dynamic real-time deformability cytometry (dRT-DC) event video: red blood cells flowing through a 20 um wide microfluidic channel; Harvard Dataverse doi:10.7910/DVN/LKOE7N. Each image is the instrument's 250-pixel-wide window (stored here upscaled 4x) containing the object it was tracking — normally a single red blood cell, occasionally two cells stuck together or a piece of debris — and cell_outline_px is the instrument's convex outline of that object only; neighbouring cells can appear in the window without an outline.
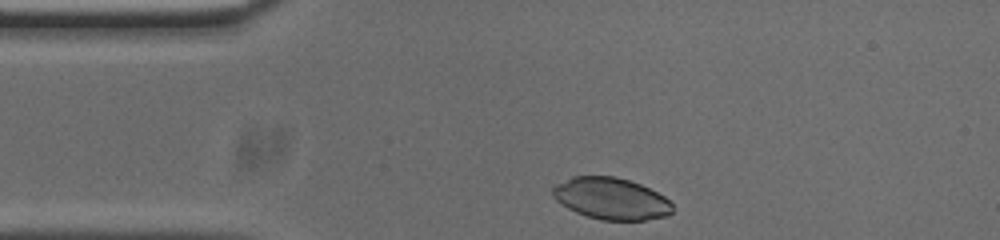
{"species": "common noctule bat (a hibernating species)", "species_latin": "Nyctalus noctula", "temperature_condition": "cold", "stored_images_in_passage": 33, "camera_frame_rate_fps": 3000, "um_per_image_px": 0.085, "animal": {"sex": "male", "body_mass_g": 20.0, "forearm_length_mm": 53.3}, "frame": {"image": 1, "passage_image": 1, "time_ms": 0.0, "image_size_px": [1000, 240], "cell_outline_px": [[672, 212], [668, 216], [644, 220], [600, 220], [576, 212], [568, 208], [556, 200], [552, 196], [552, 188], [556, 184], [572, 176], [616, 176], [640, 184], [664, 196], [672, 204]], "centroid_in_image_um": [51.93, 16.88], "position_along_channel_um": 33.1, "area_um2": 29.07}}
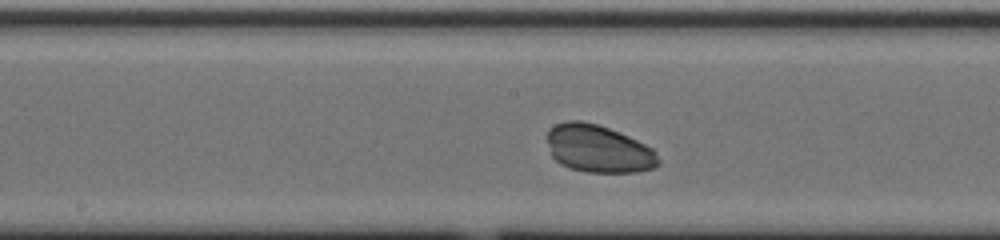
{"frame": {"image": 2, "passage_image": 17, "time_ms": 5.333, "image_size_px": [1000, 240], "cell_outline_px": [[660, 164], [652, 168], [636, 172], [588, 172], [572, 168], [560, 164], [552, 156], [548, 144], [548, 128], [556, 124], [568, 120], [580, 120], [596, 124], [620, 132], [652, 148], [656, 152], [660, 160]], "centroid_in_image_um": [50.87, 12.64], "position_along_channel_um": 197.3, "area_um2": 30.75}}
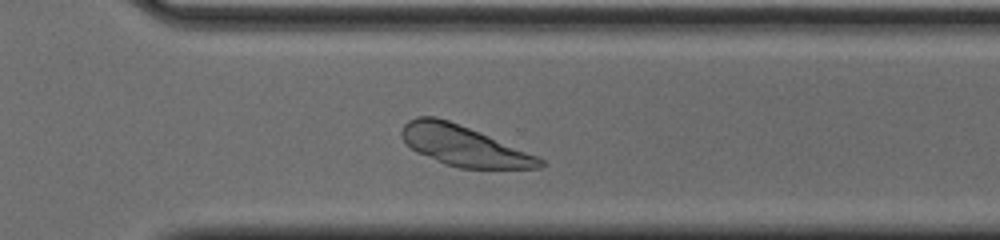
{"frame": {"image": 3, "passage_image": 28, "time_ms": 9.0, "image_size_px": [1000, 240], "cell_outline_px": [[548, 164], [540, 168], [460, 168], [444, 164], [416, 152], [404, 140], [400, 132], [404, 124], [408, 120], [416, 116], [436, 116], [448, 120], [488, 136], [536, 156], [544, 160]], "centroid_in_image_um": [39.38, 12.39], "position_along_channel_um": 331.2, "area_um2": 31.96}}